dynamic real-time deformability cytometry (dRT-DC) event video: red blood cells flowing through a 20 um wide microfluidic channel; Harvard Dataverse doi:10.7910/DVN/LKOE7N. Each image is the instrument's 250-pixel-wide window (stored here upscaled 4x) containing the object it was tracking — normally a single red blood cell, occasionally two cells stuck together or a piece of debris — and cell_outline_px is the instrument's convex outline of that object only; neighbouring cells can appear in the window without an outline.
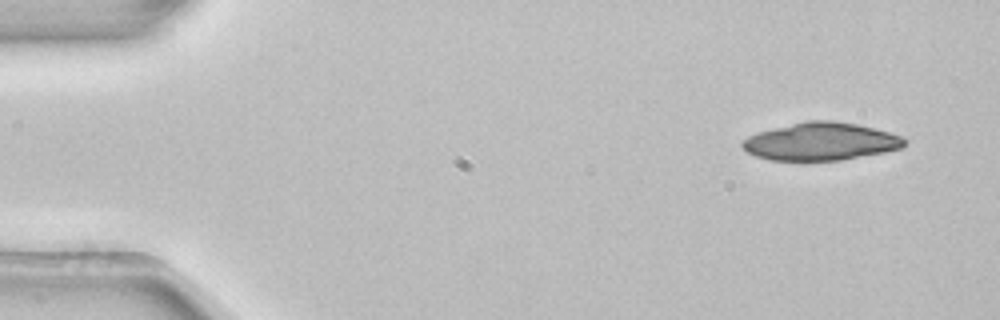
{"species": "common noctule bat (a hibernating species)", "species_latin": "Nyctalus noctula", "temperature_condition": "room temperature", "stored_images_in_passage": 4, "camera_frame_rate_fps": 3000, "um_per_image_px": 0.085, "animal": {"sex": "female", "body_mass_g": 22.7, "forearm_length_mm": 54.2}, "frame": {"image": 1, "passage_image": 1, "time_ms": 0.0, "image_size_px": [1000, 320], "cell_outline_px": [[908, 140], [904, 148], [884, 152], [840, 160], [768, 160], [756, 156], [748, 152], [740, 144], [748, 136], [760, 132], [804, 120], [832, 120], [856, 124], [888, 132], [900, 136]], "centroid_in_image_um": [69.79, 12.03], "position_along_channel_um": 15.2, "area_um2": 35.43}}